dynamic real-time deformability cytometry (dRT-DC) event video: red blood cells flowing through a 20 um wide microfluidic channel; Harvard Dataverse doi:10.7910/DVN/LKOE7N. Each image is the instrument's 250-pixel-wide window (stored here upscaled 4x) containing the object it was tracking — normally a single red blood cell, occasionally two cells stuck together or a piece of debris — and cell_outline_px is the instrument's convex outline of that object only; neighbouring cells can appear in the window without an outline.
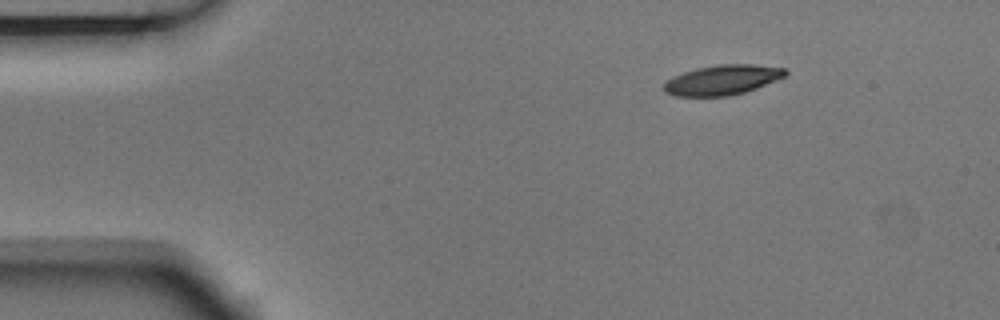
{"species": "Egyptian fruit bat (a non-hibernating species)", "species_latin": "Rousettus aegyptiacus", "temperature_condition": "room temperature", "stored_images_in_passage": 4, "segment_of_instrument_passage": [1, 2], "camera_frame_rate_fps": 3000, "um_per_image_px": 0.085, "animal": {"sex": "male"}, "frame": {"image": 1, "passage_image": 1, "time_ms": 0.0, "image_size_px": [1000, 320], "cell_outline_px": [[788, 72], [784, 76], [776, 80], [756, 88], [744, 92], [728, 96], [676, 96], [664, 92], [664, 84], [668, 80], [684, 72], [696, 68], [720, 64], [752, 64], [784, 68]], "centroid_in_image_um": [61.4, 6.79], "position_along_channel_um": 23.6, "area_um2": 20.92}}